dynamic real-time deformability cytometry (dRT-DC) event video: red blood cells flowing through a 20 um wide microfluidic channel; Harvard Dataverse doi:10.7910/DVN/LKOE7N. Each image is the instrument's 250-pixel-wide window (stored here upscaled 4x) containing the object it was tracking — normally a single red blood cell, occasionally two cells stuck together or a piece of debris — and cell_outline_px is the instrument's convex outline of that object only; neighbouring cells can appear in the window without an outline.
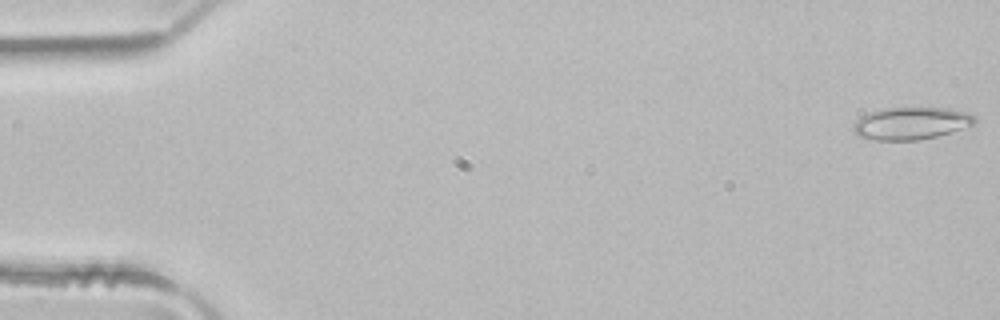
{"species": "common noctule bat (a hibernating species)", "species_latin": "Nyctalus noctula", "temperature_condition": "room temperature", "stored_images_in_passage": 3, "camera_frame_rate_fps": 3000, "um_per_image_px": 0.085, "animal": {"sex": "male", "body_mass_g": 21.5, "forearm_length_mm": 52.0}, "frame": {"image": 1, "passage_image": 1, "time_ms": 0.0, "image_size_px": [1000, 320], "cell_outline_px": [[976, 124], [936, 136], [920, 140], [872, 140], [856, 136], [852, 128], [856, 120], [860, 116], [868, 112], [884, 108], [948, 108], [968, 112], [976, 116]], "centroid_in_image_um": [77.42, 10.48], "position_along_channel_um": 7.6, "area_um2": 23.12}}